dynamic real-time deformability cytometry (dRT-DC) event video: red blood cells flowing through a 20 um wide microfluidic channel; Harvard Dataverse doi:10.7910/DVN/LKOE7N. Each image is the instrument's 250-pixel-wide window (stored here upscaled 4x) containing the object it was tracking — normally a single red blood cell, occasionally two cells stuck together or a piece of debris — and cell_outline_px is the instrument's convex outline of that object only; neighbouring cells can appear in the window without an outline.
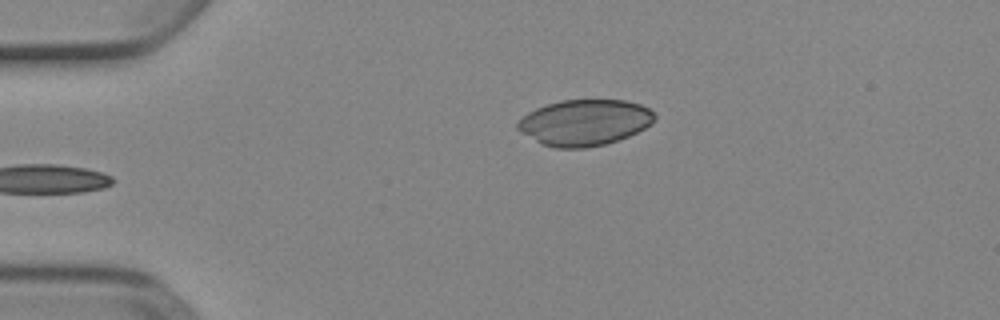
{"species": "Egyptian fruit bat (a non-hibernating species)", "species_latin": "Rousettus aegyptiacus", "temperature_condition": "cold", "stored_images_in_passage": 6, "camera_frame_rate_fps": 3000, "um_per_image_px": 0.085, "animal": {"sex": "female"}, "frame": {"image": 1, "passage_image": 6, "time_ms": 1.667, "image_size_px": [1000, 320], "cell_outline_px": [[656, 120], [644, 128], [628, 136], [604, 144], [584, 148], [556, 148], [540, 144], [520, 132], [516, 128], [516, 124], [528, 112], [536, 108], [560, 100], [624, 100], [640, 104], [648, 108], [656, 116]], "centroid_in_image_um": [49.66, 10.41], "position_along_channel_um": 35.3, "area_um2": 36.65}}